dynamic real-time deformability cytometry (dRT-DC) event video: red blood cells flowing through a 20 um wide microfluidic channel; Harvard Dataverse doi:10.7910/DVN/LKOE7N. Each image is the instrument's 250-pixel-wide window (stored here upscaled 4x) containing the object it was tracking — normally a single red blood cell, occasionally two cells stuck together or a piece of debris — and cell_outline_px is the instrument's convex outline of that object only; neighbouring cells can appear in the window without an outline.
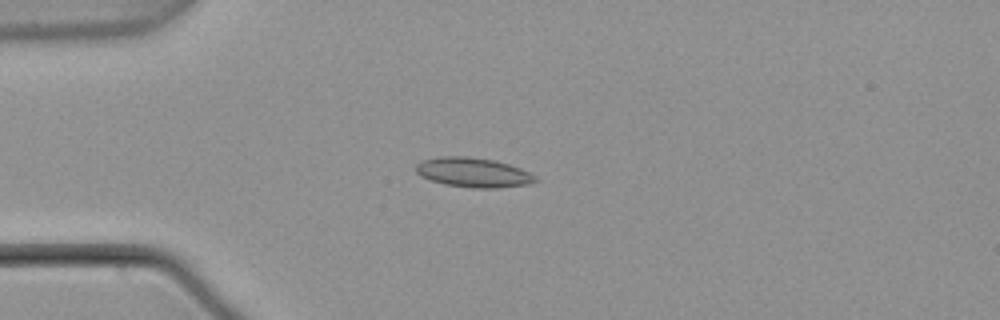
{"species": "common noctule bat (a hibernating species)", "species_latin": "Nyctalus noctula", "temperature_condition": "warm", "stored_images_in_passage": 55, "camera_frame_rate_fps": 3000, "um_per_image_px": 0.085, "animal": {"sex": "male", "body_mass_g": 21.5, "forearm_length_mm": 52.0}, "frame": {"image": 1, "passage_image": 15, "time_ms": 4.667, "image_size_px": [1000, 320], "cell_outline_px": [[540, 180], [528, 184], [500, 188], [472, 188], [444, 184], [420, 176], [416, 172], [416, 164], [420, 160], [440, 156], [464, 156], [496, 160], [520, 168], [536, 176]], "centroid_in_image_um": [40.22, 14.66], "position_along_channel_um": 44.8, "area_um2": 20.75}}
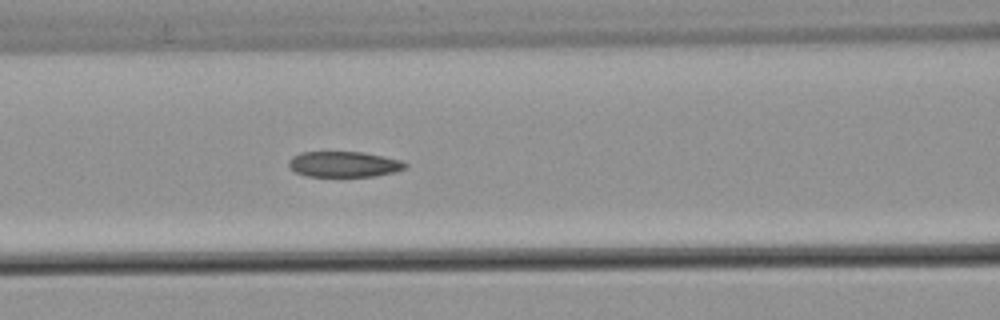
{"frame": {"image": 2, "passage_image": 24, "time_ms": 7.667, "image_size_px": [1000, 320], "cell_outline_px": [[408, 164], [404, 168], [392, 172], [376, 176], [308, 176], [296, 172], [288, 164], [288, 160], [292, 156], [300, 152], [364, 152], [400, 160]], "centroid_in_image_um": [29.21, 13.95], "position_along_channel_um": 137.4, "area_um2": 17.22}}
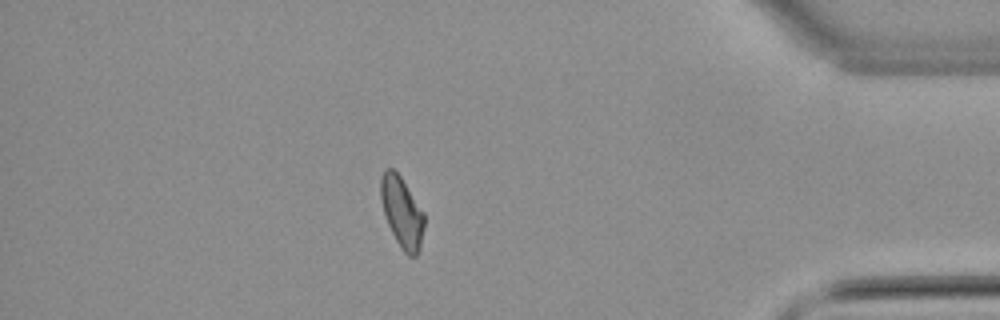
{"frame": {"image": 3, "passage_image": 48, "time_ms": 15.667, "image_size_px": [1000, 320], "cell_outline_px": [[424, 228], [420, 248], [416, 256], [408, 256], [400, 248], [388, 224], [380, 200], [380, 176], [384, 168], [392, 168], [400, 176], [424, 212]], "centroid_in_image_um": [34.15, 18.03], "position_along_channel_um": 401.0, "area_um2": 17.98}, "authors_computed_cell_mechanics": {"area_um2": 18.496, "velocity_mm_per_s": 3.7955, "shape_relaxation_time_tau1_ms": null, "shape_relaxation_time_tau2_ms": 4.0282, "deformation_change_tau1": null, "deformation_change_tau2": 0.0922}}